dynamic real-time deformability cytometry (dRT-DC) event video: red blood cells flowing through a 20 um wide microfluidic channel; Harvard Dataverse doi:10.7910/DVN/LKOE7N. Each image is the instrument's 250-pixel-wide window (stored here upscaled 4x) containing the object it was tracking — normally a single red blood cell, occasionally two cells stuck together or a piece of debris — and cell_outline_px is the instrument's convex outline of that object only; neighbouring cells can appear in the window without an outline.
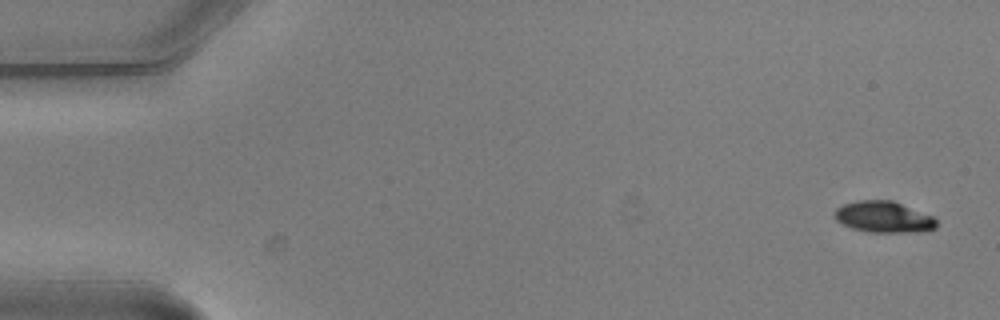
{"species": "common noctule bat (a hibernating species)", "species_latin": "Nyctalus noctula", "temperature_condition": "warm", "stored_images_in_passage": 5, "camera_frame_rate_fps": 3000, "um_per_image_px": 0.085, "animal": {"sex": "male", "body_mass_g": 20.5, "forearm_length_mm": 52.5}, "frame": {"image": 1, "passage_image": 1, "time_ms": 0.0, "image_size_px": [1000, 320], "cell_outline_px": [[936, 228], [924, 232], [872, 232], [852, 228], [840, 224], [836, 220], [832, 212], [836, 208], [844, 204], [860, 200], [892, 200], [932, 216], [936, 220]], "centroid_in_image_um": [75.08, 18.45], "position_along_channel_um": 9.9, "area_um2": 18.61}}